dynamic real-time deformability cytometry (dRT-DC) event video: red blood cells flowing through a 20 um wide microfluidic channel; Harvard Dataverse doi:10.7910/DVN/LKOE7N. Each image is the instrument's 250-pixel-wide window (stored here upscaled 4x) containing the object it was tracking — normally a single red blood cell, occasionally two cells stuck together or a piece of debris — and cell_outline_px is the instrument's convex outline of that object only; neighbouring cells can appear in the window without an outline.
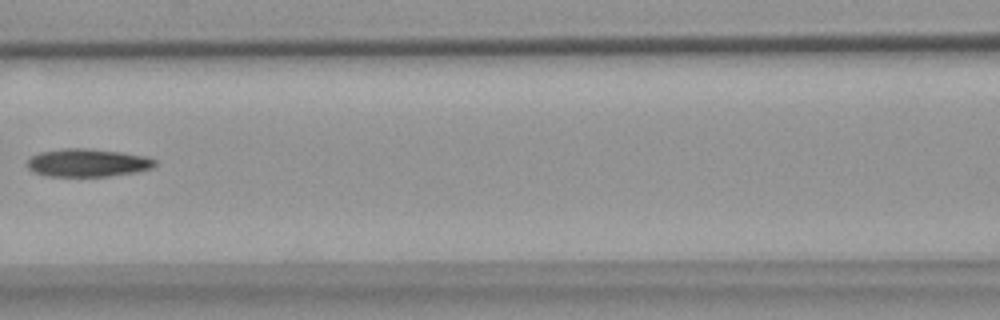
{"species": "common noctule bat (a hibernating species)", "species_latin": "Nyctalus noctula", "temperature_condition": "warm", "stored_images_in_passage": 8, "camera_frame_rate_fps": 3000, "um_per_image_px": 0.085, "animal": {"sex": "female", "body_mass_g": 18.4}, "frame": {"image": 1, "passage_image": 7, "time_ms": 7.667, "image_size_px": [1000, 320], "cell_outline_px": [[156, 164], [152, 168], [136, 172], [108, 176], [48, 176], [36, 172], [28, 168], [28, 160], [32, 156], [40, 152], [64, 148], [88, 148], [120, 152], [144, 156], [156, 160]], "centroid_in_image_um": [7.46, 13.83], "position_along_channel_um": 159.1, "area_um2": 20.63}}
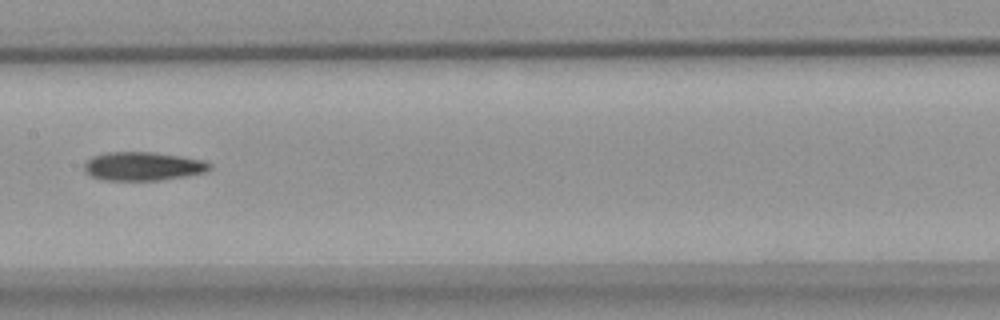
{"frame": {"image": 2, "passage_image": 8, "time_ms": 8.667, "image_size_px": [1000, 320], "cell_outline_px": [[212, 168], [204, 172], [184, 176], [160, 180], [100, 180], [84, 172], [84, 164], [92, 156], [104, 152], [152, 152], [180, 156], [204, 160], [212, 164]], "centroid_in_image_um": [12.12, 14.13], "position_along_channel_um": 195.3, "area_um2": 20.98}}